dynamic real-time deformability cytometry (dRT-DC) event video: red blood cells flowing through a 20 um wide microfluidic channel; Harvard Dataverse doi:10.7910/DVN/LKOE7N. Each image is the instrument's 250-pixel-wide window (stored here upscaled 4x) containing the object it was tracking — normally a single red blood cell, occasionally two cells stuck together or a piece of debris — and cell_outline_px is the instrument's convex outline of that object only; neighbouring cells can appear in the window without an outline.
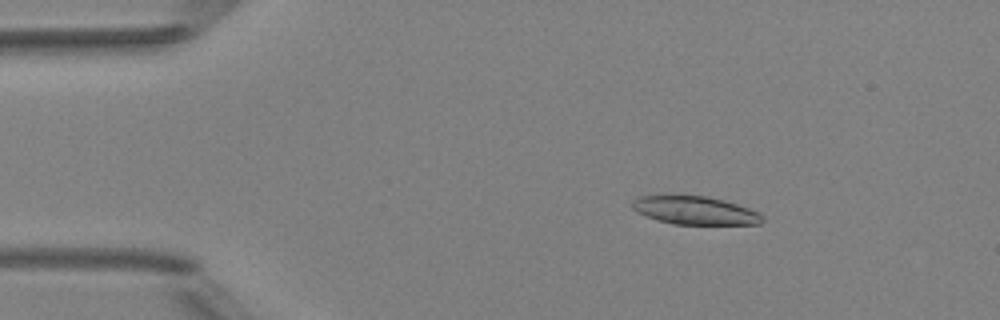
{"species": "Egyptian fruit bat (a non-hibernating species)", "species_latin": "Rousettus aegyptiacus", "temperature_condition": "room temperature", "stored_images_in_passage": 3, "camera_frame_rate_fps": 3000, "um_per_image_px": 0.085, "animal": {"sex": "female"}, "frame": {"image": 1, "passage_image": 2, "time_ms": 1.0, "image_size_px": [1000, 320], "cell_outline_px": [[764, 220], [760, 224], [672, 224], [656, 220], [636, 212], [632, 208], [632, 200], [636, 196], [708, 196], [724, 200], [760, 212], [764, 216]], "centroid_in_image_um": [59.07, 17.89], "position_along_channel_um": 25.9, "area_um2": 21.44}}